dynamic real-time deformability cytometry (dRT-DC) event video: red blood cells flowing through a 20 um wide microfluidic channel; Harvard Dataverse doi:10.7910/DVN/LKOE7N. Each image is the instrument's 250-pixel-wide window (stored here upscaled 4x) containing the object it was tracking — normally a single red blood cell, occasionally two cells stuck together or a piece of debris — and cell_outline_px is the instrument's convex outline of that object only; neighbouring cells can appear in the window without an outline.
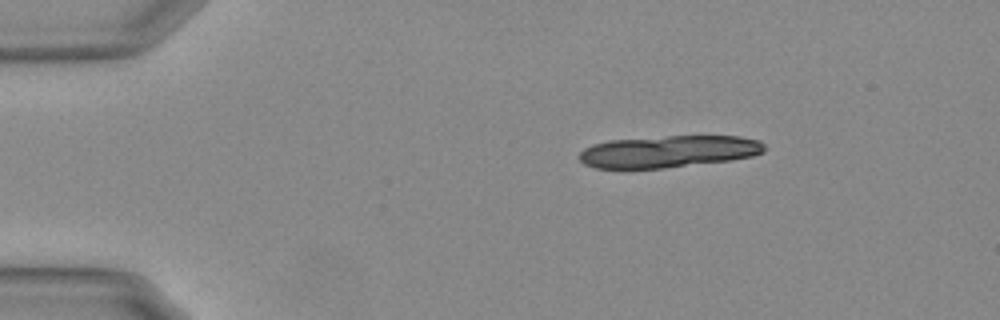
{"species": "Egyptian fruit bat (a non-hibernating species)", "species_latin": "Rousettus aegyptiacus", "temperature_condition": "warm", "stored_images_in_passage": 11, "camera_frame_rate_fps": 3000, "um_per_image_px": 0.085, "animal": {"sex": "female"}, "frame": {"image": 1, "passage_image": 1, "time_ms": 0.0, "image_size_px": [1000, 320], "cell_outline_px": [[764, 152], [752, 156], [728, 160], [664, 168], [624, 172], [596, 168], [584, 164], [580, 160], [580, 152], [584, 148], [592, 144], [608, 140], [668, 136], [740, 136], [760, 140], [764, 144]], "centroid_in_image_um": [56.72, 12.91], "position_along_channel_um": 28.3, "area_um2": 35.37}}